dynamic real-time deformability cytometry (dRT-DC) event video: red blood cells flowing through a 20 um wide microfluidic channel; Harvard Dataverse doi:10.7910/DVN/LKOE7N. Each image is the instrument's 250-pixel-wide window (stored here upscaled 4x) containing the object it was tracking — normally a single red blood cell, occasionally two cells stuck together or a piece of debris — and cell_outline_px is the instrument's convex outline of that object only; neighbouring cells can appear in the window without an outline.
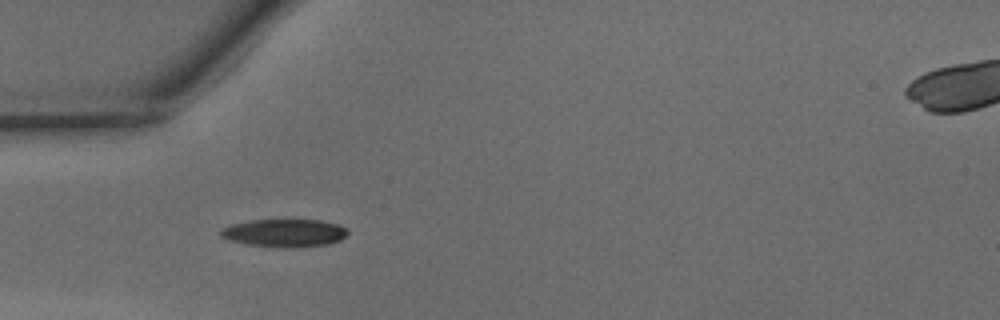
{"species": "common noctule bat (a hibernating species)", "species_latin": "Nyctalus noctula", "temperature_condition": "warm", "stored_images_in_passage": 35, "camera_frame_rate_fps": 3000, "um_per_image_px": 0.085, "animal": {"sex": "male", "body_mass_g": 15.6}, "frame": {"image": 1, "passage_image": 1, "time_ms": 0.0, "image_size_px": [1000, 320], "cell_outline_px": [[348, 232], [340, 240], [328, 244], [292, 248], [276, 248], [248, 244], [228, 240], [220, 236], [220, 232], [224, 228], [232, 224], [248, 220], [320, 220], [340, 224]], "centroid_in_image_um": [24.17, 19.81], "position_along_channel_um": 60.8, "area_um2": 20.69}}
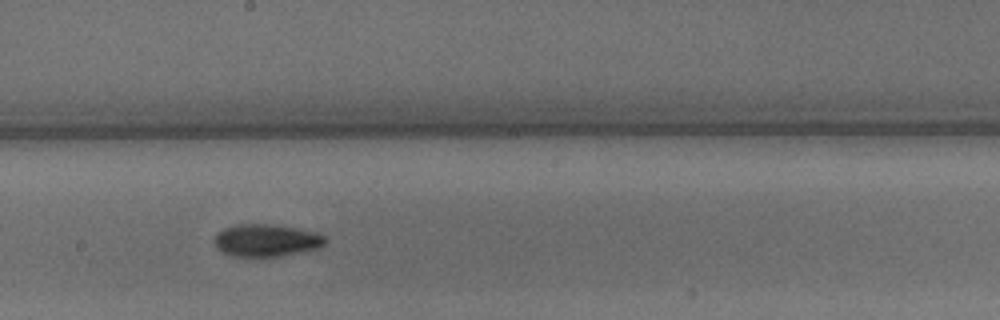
{"frame": {"image": 2, "passage_image": 13, "time_ms": 4.0, "image_size_px": [1000, 320], "cell_outline_px": [[328, 240], [324, 244], [316, 248], [280, 256], [236, 256], [220, 252], [216, 248], [212, 240], [216, 232], [224, 228], [236, 224], [264, 224], [296, 228], [316, 232], [324, 236]], "centroid_in_image_um": [22.56, 20.42], "position_along_channel_um": 225.6, "area_um2": 20.87}}
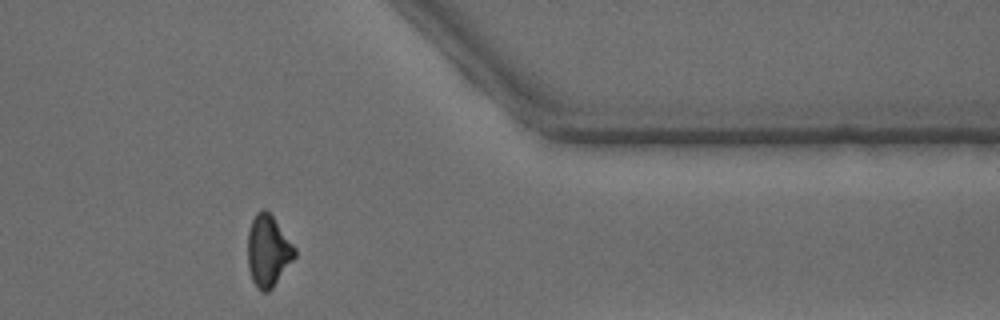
{"frame": {"image": 3, "passage_image": 26, "time_ms": 8.333, "image_size_px": [1000, 320], "cell_outline_px": [[296, 256], [272, 288], [268, 292], [260, 292], [252, 280], [248, 268], [248, 232], [252, 220], [256, 212], [264, 208], [272, 216], [296, 248]], "centroid_in_image_um": [22.78, 21.34], "position_along_channel_um": 388.6, "area_um2": 19.48}, "authors_computed_cell_mechanics": {"area_um2": 19.7676, "velocity_mm_per_s": 4.1654, "shape_relaxation_time_tau1_ms": 5.541, "shape_relaxation_time_tau2_ms": 6.4139, "deformation_change_tau1": 0.1605, "deformation_change_tau2": 0.1399}}